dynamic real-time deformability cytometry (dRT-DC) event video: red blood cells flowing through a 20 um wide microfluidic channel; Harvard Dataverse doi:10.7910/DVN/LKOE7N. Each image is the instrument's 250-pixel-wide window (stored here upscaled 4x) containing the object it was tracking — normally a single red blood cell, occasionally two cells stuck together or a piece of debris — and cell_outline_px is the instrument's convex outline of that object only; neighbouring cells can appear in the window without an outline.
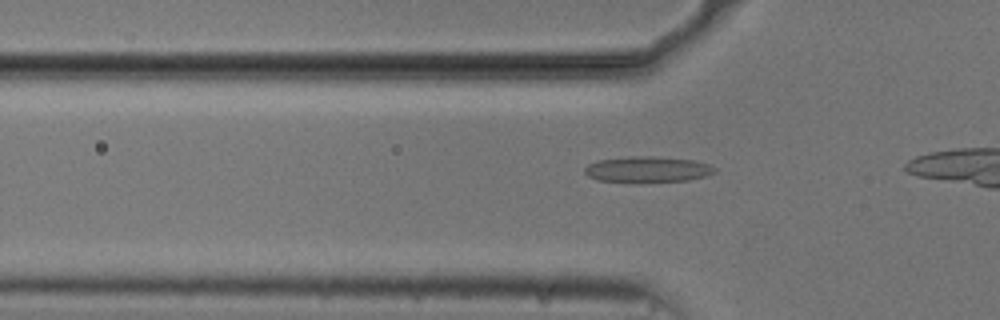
{"species": "common noctule bat (a hibernating species)", "species_latin": "Nyctalus noctula", "temperature_condition": "cold", "stored_images_in_passage": 11, "camera_frame_rate_fps": 3000, "um_per_image_px": 0.085, "animal": {"sex": "male", "body_mass_g": 20.5, "forearm_length_mm": 52.5}, "frame": {"image": 1, "passage_image": 8, "time_ms": 2.333, "image_size_px": [1000, 320], "cell_outline_px": [[716, 172], [704, 176], [688, 180], [596, 180], [588, 176], [584, 172], [584, 168], [588, 164], [600, 160], [628, 156], [652, 156], [692, 160], [708, 164], [716, 168]], "centroid_in_image_um": [55.03, 14.36], "position_along_channel_um": 70.8, "area_um2": 18.79}}